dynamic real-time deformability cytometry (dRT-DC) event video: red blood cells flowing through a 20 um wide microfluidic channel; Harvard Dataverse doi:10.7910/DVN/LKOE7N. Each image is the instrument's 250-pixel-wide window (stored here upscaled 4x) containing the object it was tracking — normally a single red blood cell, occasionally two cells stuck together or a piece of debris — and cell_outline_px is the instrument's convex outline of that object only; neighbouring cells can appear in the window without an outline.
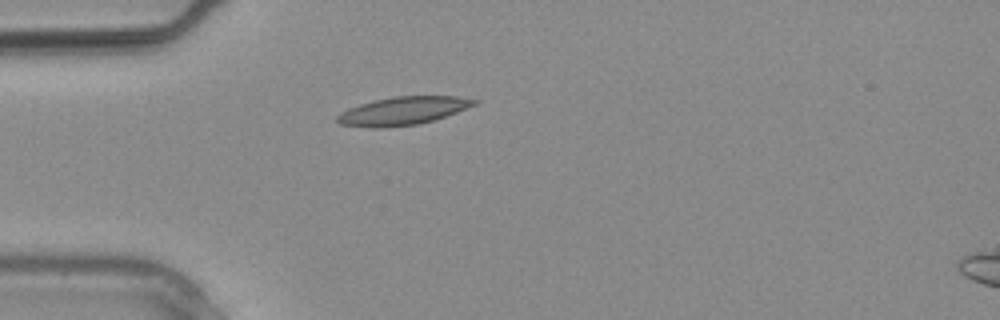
{"species": "common noctule bat (a hibernating species)", "species_latin": "Nyctalus noctula", "temperature_condition": "warm", "stored_images_in_passage": 2, "camera_frame_rate_fps": 3000, "um_per_image_px": 0.085, "animal": {"sex": "male", "body_mass_g": 20.4}, "frame": {"image": 1, "passage_image": 1, "time_ms": 0.0, "image_size_px": [1000, 320], "cell_outline_px": [[480, 100], [476, 104], [456, 112], [432, 120], [416, 124], [380, 128], [372, 128], [340, 124], [336, 120], [336, 116], [340, 112], [348, 108], [360, 104], [392, 96], [456, 96]], "centroid_in_image_um": [34.21, 9.42], "position_along_channel_um": 50.8, "area_um2": 22.25}}